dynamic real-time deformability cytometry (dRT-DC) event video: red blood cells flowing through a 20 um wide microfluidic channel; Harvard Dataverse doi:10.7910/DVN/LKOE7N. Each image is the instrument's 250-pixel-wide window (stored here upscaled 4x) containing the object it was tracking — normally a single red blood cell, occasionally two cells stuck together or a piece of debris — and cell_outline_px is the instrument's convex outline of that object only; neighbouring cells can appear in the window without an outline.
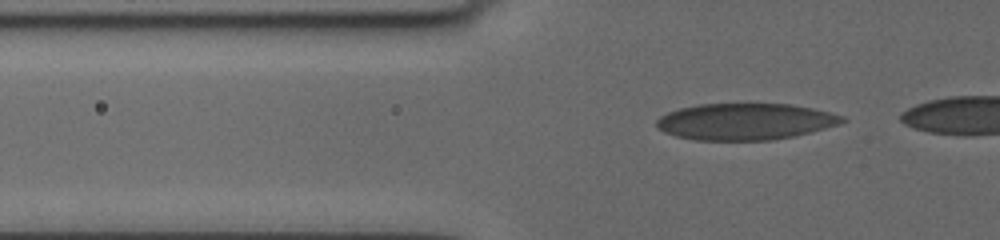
{"species": "human", "species_latin": "Homo sapiens", "temperature_condition": "cold", "stored_images_in_passage": 10, "camera_frame_rate_fps": 3000, "um_per_image_px": 0.085, "donor": {"sex": "female"}, "frame": {"image": 1, "passage_image": 5, "time_ms": 1.333, "image_size_px": [1000, 240], "cell_outline_px": [[848, 120], [840, 124], [812, 132], [772, 140], [696, 140], [676, 136], [664, 132], [656, 128], [656, 120], [660, 116], [668, 112], [680, 108], [700, 104], [792, 104], [812, 108], [844, 116]], "centroid_in_image_um": [63.35, 10.33], "position_along_channel_um": 62.5, "area_um2": 39.59}}